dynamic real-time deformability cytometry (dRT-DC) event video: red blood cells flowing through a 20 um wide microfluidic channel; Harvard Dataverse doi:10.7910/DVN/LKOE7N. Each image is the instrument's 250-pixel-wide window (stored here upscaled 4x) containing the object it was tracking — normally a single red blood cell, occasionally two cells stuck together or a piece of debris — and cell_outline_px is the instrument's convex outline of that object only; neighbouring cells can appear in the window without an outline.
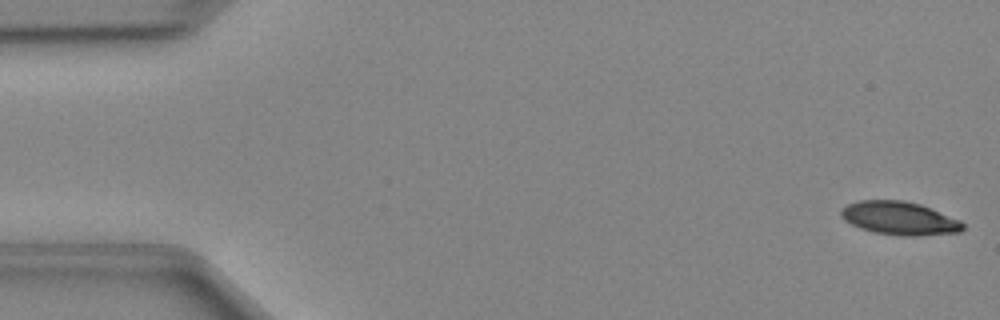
{"species": "Egyptian fruit bat (a non-hibernating species)", "species_latin": "Rousettus aegyptiacus", "temperature_condition": "cold", "stored_images_in_passage": 12, "camera_frame_rate_fps": 3000, "um_per_image_px": 0.085, "animal": {"sex": "female"}, "frame": {"image": 1, "passage_image": 1, "time_ms": 0.0, "image_size_px": [1000, 320], "cell_outline_px": [[964, 228], [960, 232], [920, 236], [900, 236], [872, 232], [860, 228], [844, 220], [840, 216], [840, 208], [848, 204], [860, 200], [904, 200], [920, 204], [960, 220], [964, 224]], "centroid_in_image_um": [76.43, 18.56], "position_along_channel_um": 8.6, "area_um2": 23.81}}
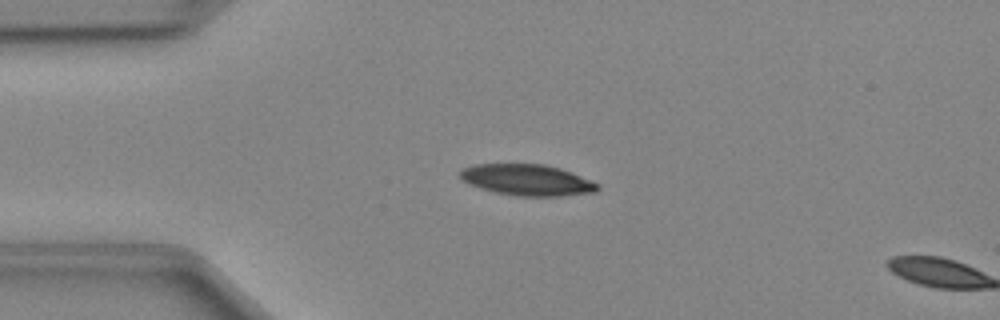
{"frame": {"image": 2, "passage_image": 11, "time_ms": 3.333, "image_size_px": [1000, 320], "cell_outline_px": [[600, 188], [596, 192], [560, 196], [516, 196], [496, 192], [480, 188], [468, 184], [460, 180], [460, 172], [464, 168], [476, 164], [544, 164], [560, 168], [592, 180], [600, 184]], "centroid_in_image_um": [44.83, 15.3], "position_along_channel_um": 40.2, "area_um2": 25.09}}